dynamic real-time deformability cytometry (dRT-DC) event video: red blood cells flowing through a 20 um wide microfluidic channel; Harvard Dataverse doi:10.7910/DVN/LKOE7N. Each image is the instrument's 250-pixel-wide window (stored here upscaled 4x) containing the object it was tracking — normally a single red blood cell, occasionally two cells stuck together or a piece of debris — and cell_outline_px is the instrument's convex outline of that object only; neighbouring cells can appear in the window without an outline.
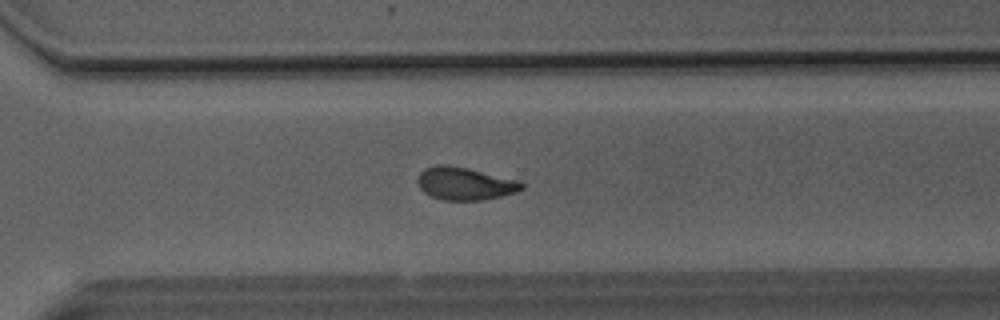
{"species": "Egyptian fruit bat (a non-hibernating species)", "species_latin": "Rousettus aegyptiacus", "temperature_condition": "room temperature", "stored_images_in_passage": 51, "segment_of_instrument_passage": [1, 2], "camera_frame_rate_fps": 3000, "um_per_image_px": 0.085, "animal": {"sex": "male"}, "frame": {"image": 1, "passage_image": 36, "time_ms": 11.667, "image_size_px": [1000, 320], "cell_outline_px": [[524, 188], [516, 192], [484, 200], [444, 200], [432, 196], [424, 192], [420, 188], [416, 180], [420, 172], [424, 168], [436, 164], [444, 164], [468, 168], [520, 180], [524, 184]], "centroid_in_image_um": [39.51, 15.59], "position_along_channel_um": 331.1, "area_um2": 20.0}}
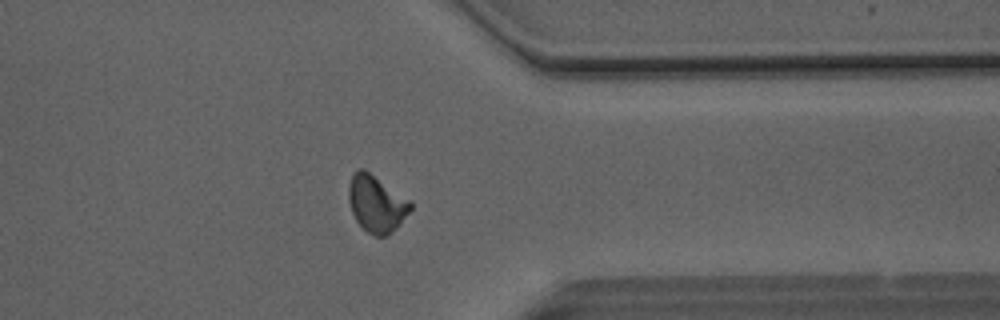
{"frame": {"image": 2, "passage_image": 40, "time_ms": 13.0, "image_size_px": [1000, 320], "cell_outline_px": [[412, 208], [400, 224], [392, 232], [384, 236], [376, 236], [368, 232], [356, 220], [352, 212], [348, 196], [348, 188], [352, 176], [360, 168], [364, 168], [408, 200], [412, 204]], "centroid_in_image_um": [31.99, 17.33], "position_along_channel_um": 379.4, "area_um2": 19.94}}